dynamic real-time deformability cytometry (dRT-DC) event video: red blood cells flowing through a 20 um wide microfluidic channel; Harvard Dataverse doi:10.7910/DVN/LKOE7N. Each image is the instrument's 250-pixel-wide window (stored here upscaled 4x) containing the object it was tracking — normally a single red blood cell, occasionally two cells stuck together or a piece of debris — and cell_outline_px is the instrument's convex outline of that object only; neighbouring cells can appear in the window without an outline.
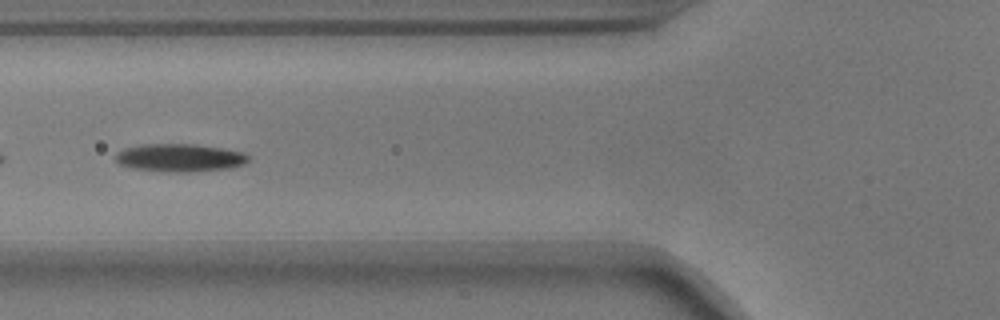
{"species": "common noctule bat (a hibernating species)", "species_latin": "Nyctalus noctula", "temperature_condition": "warm", "stored_images_in_passage": 19, "camera_frame_rate_fps": 3000, "um_per_image_px": 0.085, "animal": {"sex": "male", "body_mass_g": 17.9}, "frame": {"image": 1, "passage_image": 9, "time_ms": 2.667, "image_size_px": [1000, 320], "cell_outline_px": [[248, 160], [244, 164], [232, 168], [188, 172], [176, 172], [132, 168], [120, 164], [116, 160], [116, 152], [124, 148], [144, 144], [192, 144], [220, 148], [244, 152], [248, 156]], "centroid_in_image_um": [15.28, 13.41], "position_along_channel_um": 110.5, "area_um2": 21.44}}